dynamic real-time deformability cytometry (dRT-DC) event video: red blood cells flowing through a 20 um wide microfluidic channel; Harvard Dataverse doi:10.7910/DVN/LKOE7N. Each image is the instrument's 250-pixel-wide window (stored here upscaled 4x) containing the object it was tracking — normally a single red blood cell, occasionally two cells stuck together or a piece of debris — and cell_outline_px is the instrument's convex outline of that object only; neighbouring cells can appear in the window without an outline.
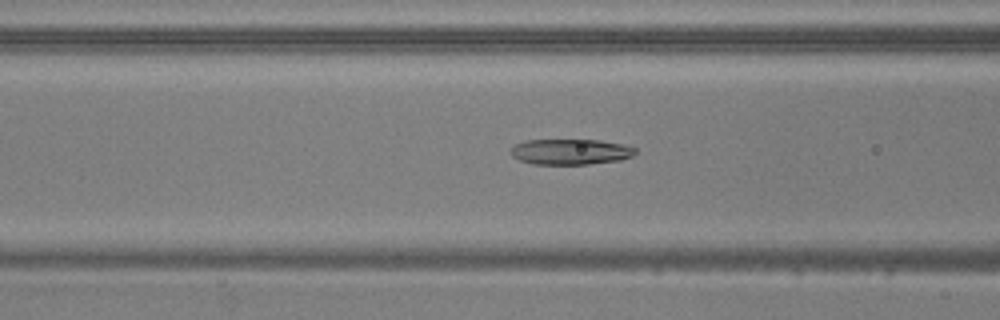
{"species": "common noctule bat (a hibernating species)", "species_latin": "Nyctalus noctula", "temperature_condition": "warm", "stored_images_in_passage": 54, "camera_frame_rate_fps": 3000, "um_per_image_px": 0.085, "animal": {"sex": "male", "body_mass_g": 20.5, "forearm_length_mm": 52.5}, "frame": {"image": 1, "passage_image": 22, "time_ms": 7.0, "image_size_px": [1000, 320], "cell_outline_px": [[636, 152], [632, 156], [620, 160], [588, 164], [532, 164], [520, 160], [512, 156], [508, 152], [516, 144], [524, 140], [600, 140], [620, 144], [636, 148]], "centroid_in_image_um": [48.46, 12.9], "position_along_channel_um": 118.1, "area_um2": 18.55}}
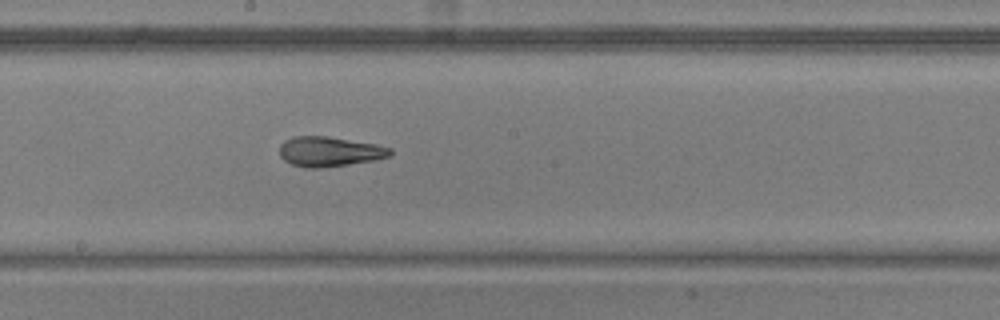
{"frame": {"image": 2, "passage_image": 30, "time_ms": 9.667, "image_size_px": [1000, 320], "cell_outline_px": [[392, 156], [372, 160], [348, 164], [320, 168], [304, 168], [292, 164], [284, 160], [280, 156], [280, 144], [284, 140], [292, 136], [328, 136], [376, 144], [392, 148]], "centroid_in_image_um": [27.99, 12.88], "position_along_channel_um": 220.2, "area_um2": 19.36}}
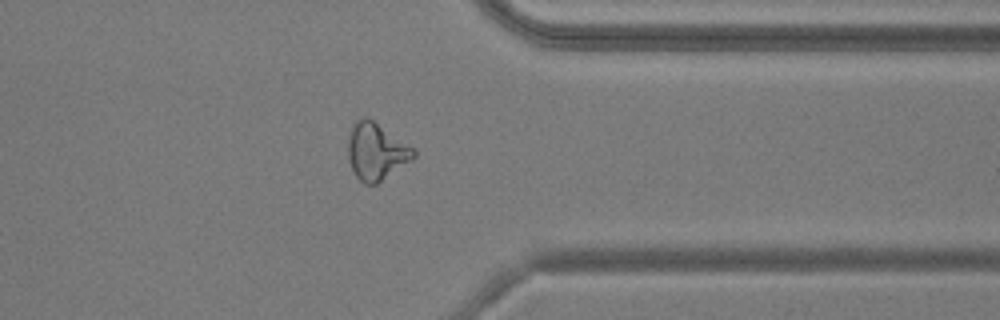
{"frame": {"image": 3, "passage_image": 43, "time_ms": 14.0, "image_size_px": [1000, 320], "cell_outline_px": [[416, 156], [412, 160], [376, 184], [364, 184], [356, 176], [352, 168], [348, 156], [348, 140], [352, 124], [360, 116], [368, 116], [416, 148]], "centroid_in_image_um": [32.0, 12.83], "position_along_channel_um": 379.4, "area_um2": 22.08}, "authors_computed_cell_mechanics": {"area_um2": 20.519, "velocity_mm_per_s": 3.824, "shape_relaxation_time_tau1_ms": 6.7906, "shape_relaxation_time_tau2_ms": 2.4406, "deformation_change_tau1": 0.2262, "deformation_change_tau2": 0.1096}}